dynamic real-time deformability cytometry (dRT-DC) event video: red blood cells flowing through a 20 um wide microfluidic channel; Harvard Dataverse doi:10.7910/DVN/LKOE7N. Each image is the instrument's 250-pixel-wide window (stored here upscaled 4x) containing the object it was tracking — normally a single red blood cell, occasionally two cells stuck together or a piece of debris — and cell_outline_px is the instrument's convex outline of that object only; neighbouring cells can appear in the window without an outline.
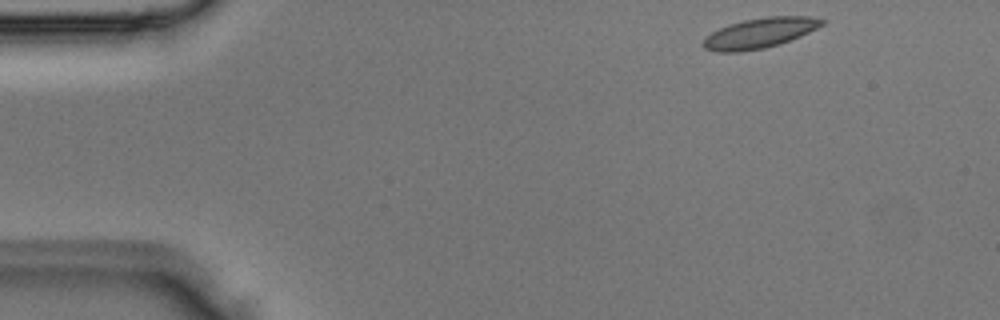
{"species": "Egyptian fruit bat (a non-hibernating species)", "species_latin": "Rousettus aegyptiacus", "temperature_condition": "room temperature", "stored_images_in_passage": 2, "segment_of_instrument_passage": [2, 2], "camera_frame_rate_fps": 3000, "um_per_image_px": 0.085, "animal": {"sex": "male"}, "frame": {"image": 1, "passage_image": 2, "time_ms": 0.333, "image_size_px": [1000, 320], "cell_outline_px": [[824, 24], [800, 36], [764, 48], [740, 52], [716, 52], [704, 48], [700, 44], [704, 36], [728, 24], [744, 20], [768, 16], [812, 16], [824, 20]], "centroid_in_image_um": [64.51, 2.81], "position_along_channel_um": 20.5, "area_um2": 20.81}}